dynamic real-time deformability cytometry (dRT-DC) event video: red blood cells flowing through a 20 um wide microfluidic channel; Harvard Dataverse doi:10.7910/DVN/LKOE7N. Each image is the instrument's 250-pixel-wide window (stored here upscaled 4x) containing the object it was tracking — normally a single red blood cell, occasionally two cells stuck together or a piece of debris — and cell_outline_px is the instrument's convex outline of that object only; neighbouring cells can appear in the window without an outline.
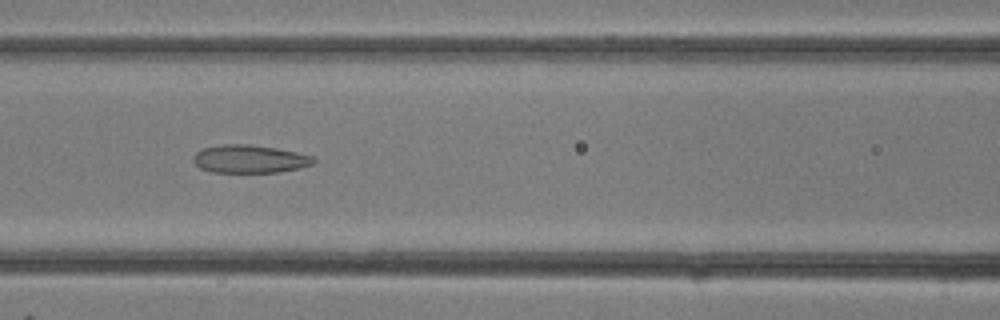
{"species": "common noctule bat (a hibernating species)", "species_latin": "Nyctalus noctula", "temperature_condition": "room temperature", "stored_images_in_passage": 25, "camera_frame_rate_fps": 3000, "um_per_image_px": 0.085, "animal": {"sex": "female"}, "frame": {"image": 1, "passage_image": 7, "time_ms": 2.0, "image_size_px": [1000, 320], "cell_outline_px": [[316, 164], [300, 168], [280, 172], [212, 172], [200, 168], [192, 160], [192, 156], [196, 152], [204, 148], [220, 144], [252, 144], [276, 148], [296, 152], [312, 156], [316, 160]], "centroid_in_image_um": [21.23, 13.51], "position_along_channel_um": 145.4, "area_um2": 19.83}}
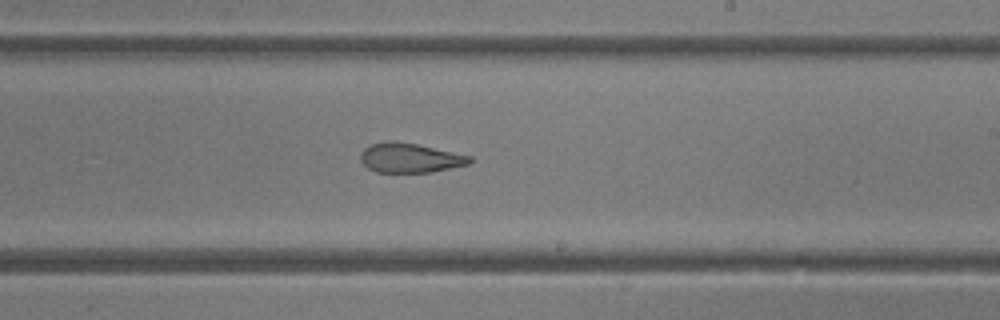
{"frame": {"image": 2, "passage_image": 12, "time_ms": 3.667, "image_size_px": [1000, 320], "cell_outline_px": [[472, 164], [432, 172], [376, 172], [368, 168], [360, 160], [360, 152], [364, 148], [372, 144], [384, 140], [392, 140], [416, 144], [472, 156]], "centroid_in_image_um": [34.85, 13.42], "position_along_channel_um": 254.1, "area_um2": 18.96}}
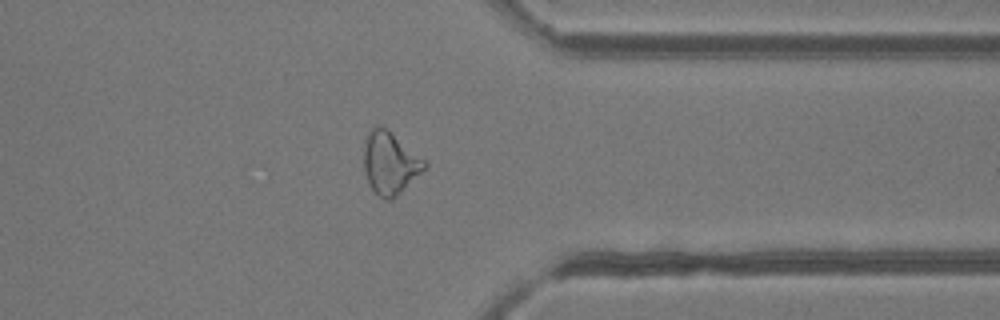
{"frame": {"image": 3, "passage_image": 18, "time_ms": 5.667, "image_size_px": [1000, 320], "cell_outline_px": [[428, 164], [392, 200], [384, 200], [368, 184], [364, 168], [364, 144], [368, 132], [376, 124], [380, 124], [428, 160]], "centroid_in_image_um": [33.14, 13.82], "position_along_channel_um": 378.3, "area_um2": 21.96}}